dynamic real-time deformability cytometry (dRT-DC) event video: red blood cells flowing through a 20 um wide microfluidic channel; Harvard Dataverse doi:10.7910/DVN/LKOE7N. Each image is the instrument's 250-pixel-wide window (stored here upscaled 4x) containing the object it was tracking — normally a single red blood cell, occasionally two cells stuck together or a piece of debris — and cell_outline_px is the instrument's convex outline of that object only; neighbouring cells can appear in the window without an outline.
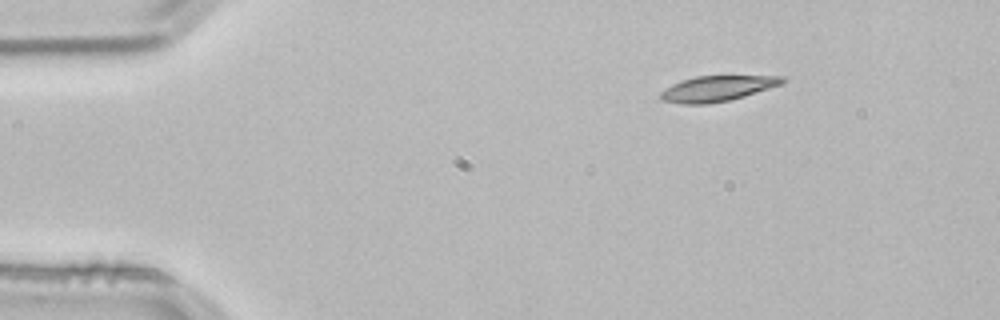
{"species": "common noctule bat (a hibernating species)", "species_latin": "Nyctalus noctula", "temperature_condition": "room temperature", "stored_images_in_passage": 47, "camera_frame_rate_fps": 3000, "um_per_image_px": 0.085, "animal": {"sex": "male", "body_mass_g": 21.5, "forearm_length_mm": 52.0}, "frame": {"image": 1, "passage_image": 1, "time_ms": 0.0, "image_size_px": [1000, 320], "cell_outline_px": [[788, 80], [780, 84], [744, 96], [728, 100], [704, 104], [684, 104], [660, 100], [660, 92], [672, 84], [680, 80], [696, 76], [784, 76]], "centroid_in_image_um": [60.93, 7.51], "position_along_channel_um": 24.1, "area_um2": 17.92}}
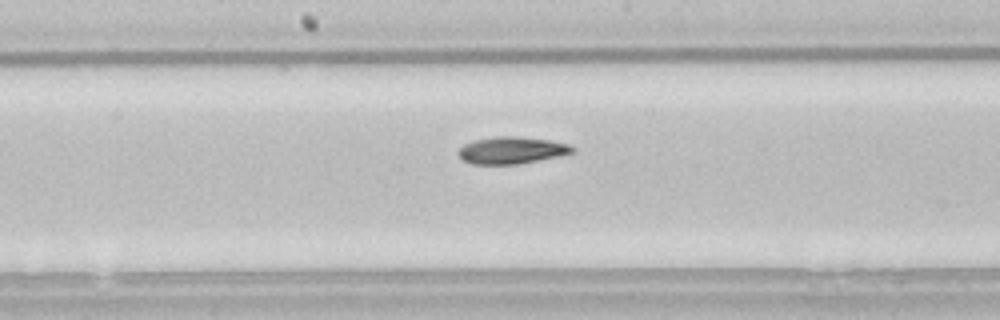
{"frame": {"image": 2, "passage_image": 21, "time_ms": 6.667, "image_size_px": [1000, 320], "cell_outline_px": [[576, 152], [520, 164], [472, 164], [464, 160], [456, 152], [464, 144], [476, 140], [496, 136], [520, 136], [548, 140], [568, 144], [576, 148]], "centroid_in_image_um": [43.51, 12.77], "position_along_channel_um": 204.7, "area_um2": 17.92}}
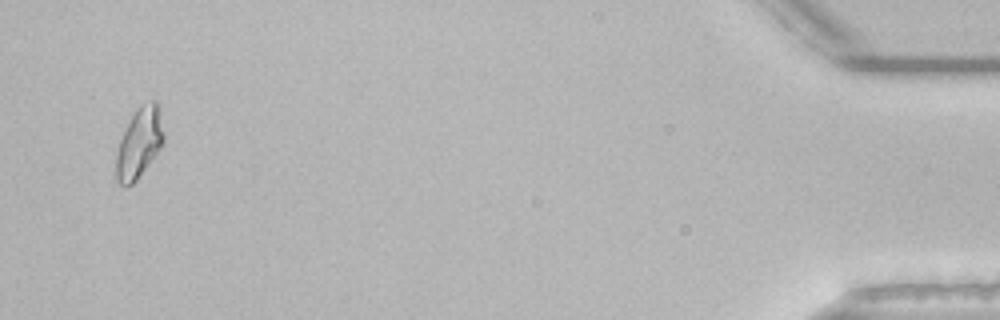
{"frame": {"image": 3, "passage_image": 45, "time_ms": 14.667, "image_size_px": [1000, 320], "cell_outline_px": [[164, 140], [160, 148], [136, 180], [132, 184], [124, 188], [116, 180], [116, 156], [120, 140], [128, 120], [136, 108], [140, 104], [152, 100], [156, 100], [160, 104], [164, 136]], "centroid_in_image_um": [11.84, 12.1], "position_along_channel_um": 423.4, "area_um2": 19.65}, "authors_computed_cell_mechanics": {"area_um2": 17.918, "velocity_mm_per_s": 3.8128, "shape_relaxation_time_tau1_ms": 7.4126, "shape_relaxation_time_tau2_ms": 4.5962, "deformation_change_tau1": 0.1923, "deformation_change_tau2": 0.1021}}